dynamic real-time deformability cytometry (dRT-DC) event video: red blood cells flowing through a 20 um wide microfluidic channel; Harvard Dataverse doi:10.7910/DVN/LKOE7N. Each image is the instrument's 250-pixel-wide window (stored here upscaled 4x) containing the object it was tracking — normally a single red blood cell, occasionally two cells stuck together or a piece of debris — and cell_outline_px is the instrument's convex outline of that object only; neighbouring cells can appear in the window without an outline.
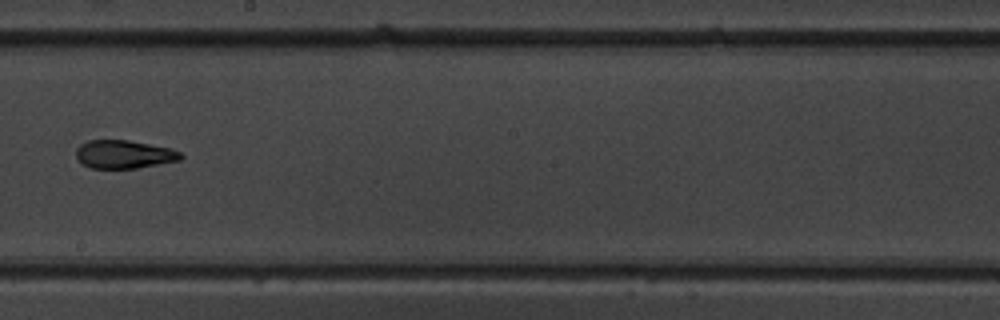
{"species": "common noctule bat (a hibernating species)", "species_latin": "Nyctalus noctula", "temperature_condition": "warm", "stored_images_in_passage": 16, "camera_frame_rate_fps": 3000, "um_per_image_px": 0.085, "animal": {"sex": "male", "body_mass_g": 19.5, "forearm_length_mm": 54.6}, "frame": {"image": 1, "passage_image": 10, "time_ms": 10.333, "image_size_px": [1000, 320], "cell_outline_px": [[184, 156], [180, 160], [136, 168], [92, 168], [84, 164], [76, 156], [76, 148], [80, 144], [88, 140], [128, 140], [172, 148], [180, 152]], "centroid_in_image_um": [10.56, 13.1], "position_along_channel_um": 237.6, "area_um2": 17.17}, "authors_computed_cell_mechanics": {"area_um2": 19.5942, "velocity_mm_per_s": 3.7716, "shape_relaxation_time_tau1_ms": 10.0115, "shape_relaxation_time_tau2_ms": 3.5883, "deformation_change_tau1": 0.2864, "deformation_change_tau2": 0.1078}}